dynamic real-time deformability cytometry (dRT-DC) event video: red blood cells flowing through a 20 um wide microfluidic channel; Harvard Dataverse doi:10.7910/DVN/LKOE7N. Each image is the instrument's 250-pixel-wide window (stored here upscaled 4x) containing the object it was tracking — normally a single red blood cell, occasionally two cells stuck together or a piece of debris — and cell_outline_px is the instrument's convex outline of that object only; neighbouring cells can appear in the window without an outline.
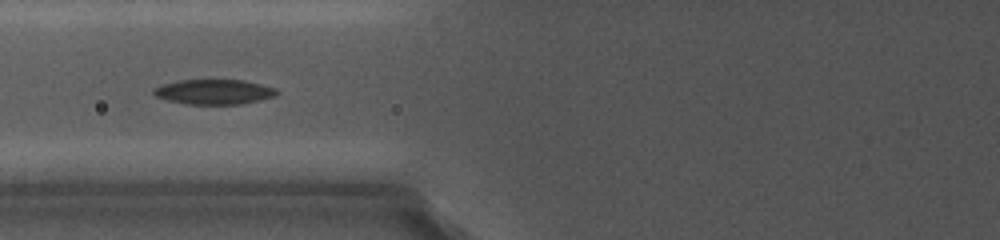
{"species": "common noctule bat (a hibernating species)", "species_latin": "Nyctalus noctula", "temperature_condition": "cold", "stored_images_in_passage": 5, "camera_frame_rate_fps": 5000, "um_per_image_px": 0.085, "animal": {"sex": "female", "body_mass_g": 19.0, "forearm_length_mm": 56.7}, "frame": {"image": 1, "passage_image": 3, "time_ms": 1.8, "image_size_px": [1000, 240], "cell_outline_px": [[276, 92], [272, 96], [256, 100], [236, 104], [188, 104], [168, 100], [156, 96], [152, 92], [156, 88], [164, 84], [184, 80], [240, 80], [272, 88]], "centroid_in_image_um": [18.09, 7.81], "position_along_channel_um": 107.7, "area_um2": 16.99}}